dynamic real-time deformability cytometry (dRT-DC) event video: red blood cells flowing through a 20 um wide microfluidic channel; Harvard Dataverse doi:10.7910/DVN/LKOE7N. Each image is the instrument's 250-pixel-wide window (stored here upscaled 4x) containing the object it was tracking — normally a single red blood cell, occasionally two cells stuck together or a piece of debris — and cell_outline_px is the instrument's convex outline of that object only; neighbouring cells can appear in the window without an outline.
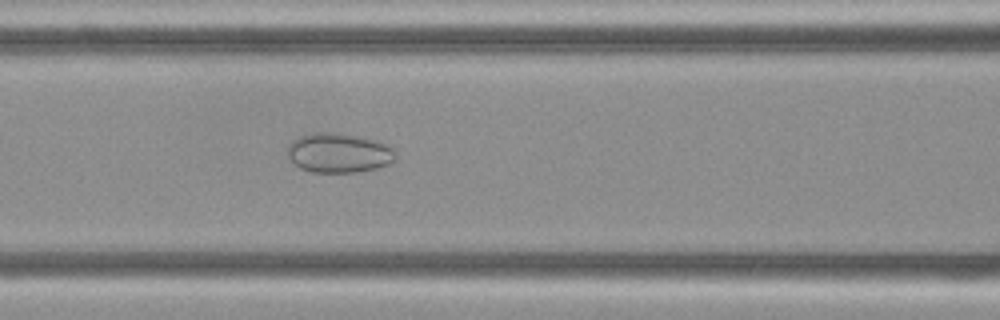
{"species": "Egyptian fruit bat (a non-hibernating species)", "species_latin": "Rousettus aegyptiacus", "temperature_condition": "cold", "stored_images_in_passage": 36, "camera_frame_rate_fps": 3000, "um_per_image_px": 0.085, "frame": {"image": 1, "passage_image": 8, "time_ms": 2.333, "image_size_px": [1000, 320], "cell_outline_px": [[396, 160], [388, 164], [376, 168], [356, 172], [312, 172], [300, 168], [288, 156], [288, 144], [292, 140], [300, 136], [312, 132], [336, 132], [360, 136], [376, 140], [388, 144], [396, 152]], "centroid_in_image_um": [28.82, 12.98], "position_along_channel_um": 137.8, "area_um2": 25.14}}
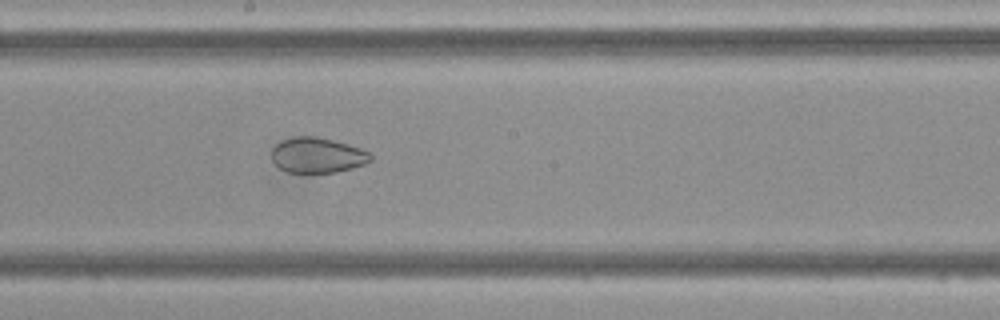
{"frame": {"image": 2, "passage_image": 14, "time_ms": 4.333, "image_size_px": [1000, 320], "cell_outline_px": [[372, 160], [364, 164], [352, 168], [336, 172], [288, 172], [280, 168], [272, 160], [272, 148], [276, 144], [284, 140], [296, 136], [316, 136], [348, 144], [360, 148], [368, 152], [372, 156]], "centroid_in_image_um": [26.98, 13.19], "position_along_channel_um": 221.2, "area_um2": 20.17}}
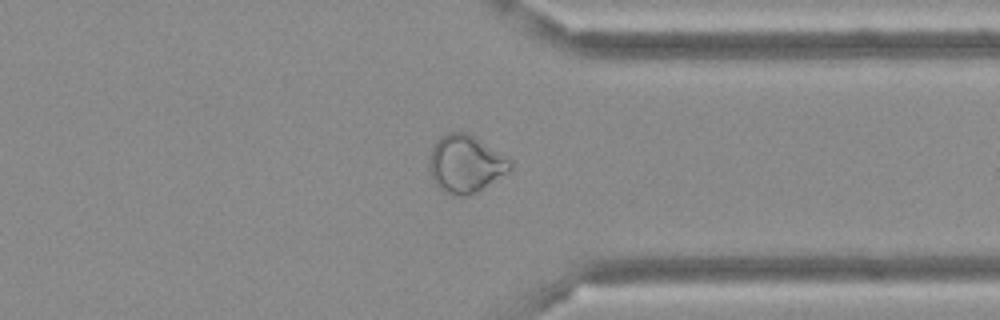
{"frame": {"image": 3, "passage_image": 25, "time_ms": 8.0, "image_size_px": [1000, 320], "cell_outline_px": [[512, 168], [508, 172], [476, 192], [468, 196], [452, 196], [444, 192], [432, 180], [428, 168], [428, 156], [436, 140], [440, 136], [448, 132], [468, 132], [476, 136], [512, 160]], "centroid_in_image_um": [39.55, 13.92], "position_along_channel_um": 371.9, "area_um2": 27.63}}